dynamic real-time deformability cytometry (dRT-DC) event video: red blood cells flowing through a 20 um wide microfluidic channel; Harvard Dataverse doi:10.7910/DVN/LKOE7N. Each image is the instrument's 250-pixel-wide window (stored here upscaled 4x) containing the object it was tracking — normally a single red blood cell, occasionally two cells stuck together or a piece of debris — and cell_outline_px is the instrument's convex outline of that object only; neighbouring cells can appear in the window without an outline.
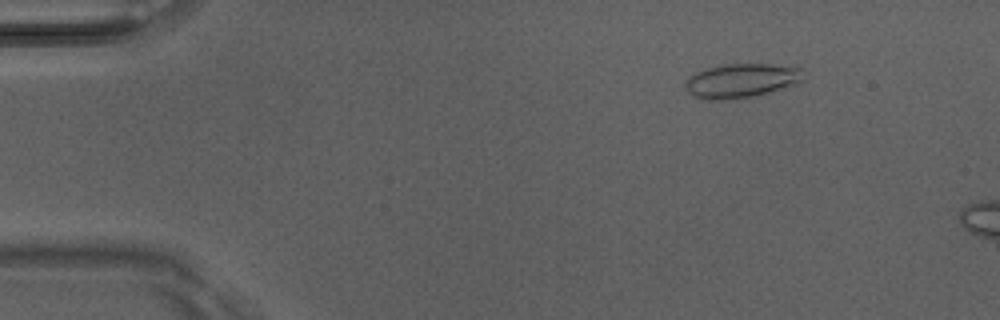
{"species": "Egyptian fruit bat (a non-hibernating species)", "species_latin": "Rousettus aegyptiacus", "temperature_condition": "room temperature", "stored_images_in_passage": 5, "camera_frame_rate_fps": 3000, "um_per_image_px": 0.085, "animal": {"sex": "male"}, "frame": {"image": 1, "passage_image": 2, "time_ms": 0.333, "image_size_px": [1000, 320], "cell_outline_px": [[804, 80], [768, 92], [736, 100], [708, 100], [692, 96], [684, 88], [684, 80], [688, 76], [696, 72], [708, 68], [724, 64], [796, 64], [800, 68]], "centroid_in_image_um": [62.97, 6.85], "position_along_channel_um": 22.0, "area_um2": 23.87}}